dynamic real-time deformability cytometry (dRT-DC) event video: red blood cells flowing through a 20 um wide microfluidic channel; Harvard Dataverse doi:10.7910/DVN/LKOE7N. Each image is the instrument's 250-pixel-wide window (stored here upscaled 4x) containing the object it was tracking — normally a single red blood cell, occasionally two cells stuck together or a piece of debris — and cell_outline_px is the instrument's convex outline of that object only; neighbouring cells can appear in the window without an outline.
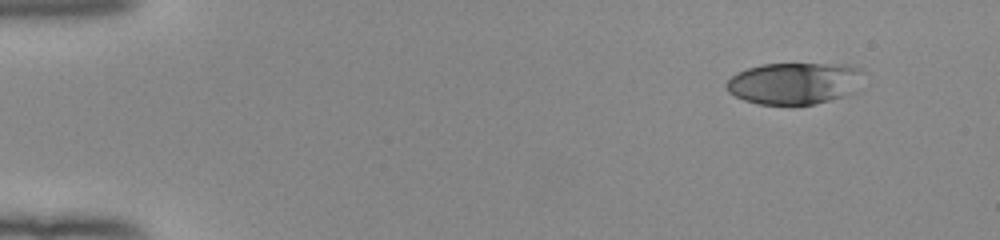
{"species": "human", "species_latin": "Homo sapiens", "temperature_condition": "room temperature", "stored_images_in_passage": 48, "camera_frame_rate_fps": 3000, "um_per_image_px": 0.085, "donor": {"sex": "female"}, "frame": {"image": 1, "passage_image": 1, "time_ms": 0.0, "image_size_px": [1000, 240], "cell_outline_px": [[860, 72], [856, 92], [844, 96], [816, 104], [760, 104], [744, 100], [728, 92], [724, 84], [736, 72], [760, 64], [848, 64], [860, 68]], "centroid_in_image_um": [67.49, 7.07], "position_along_channel_um": 17.5, "area_um2": 33.29}}
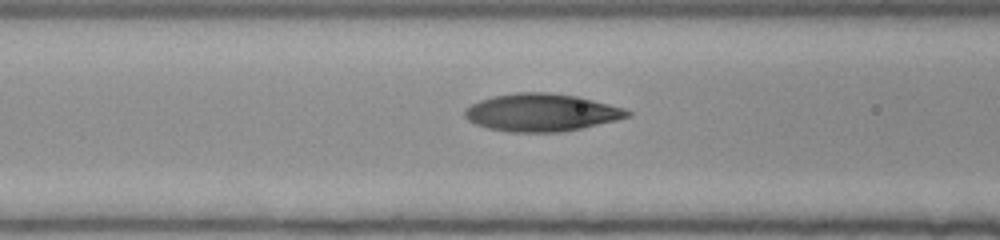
{"frame": {"image": 2, "passage_image": 18, "time_ms": 5.667, "image_size_px": [1000, 240], "cell_outline_px": [[632, 116], [616, 120], [580, 128], [560, 132], [508, 132], [488, 128], [476, 124], [468, 120], [464, 116], [464, 108], [480, 100], [492, 96], [516, 92], [548, 92], [580, 96], [624, 108], [632, 112]], "centroid_in_image_um": [46.02, 9.55], "position_along_channel_um": 120.6, "area_um2": 35.84}}
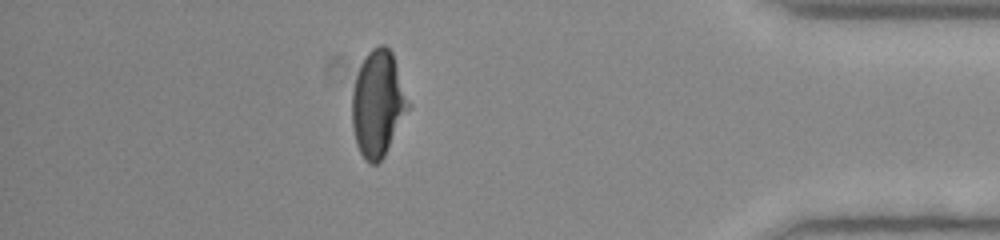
{"frame": {"image": 3, "passage_image": 42, "time_ms": 13.667, "image_size_px": [1000, 240], "cell_outline_px": [[412, 104], [384, 156], [376, 164], [368, 164], [364, 160], [356, 144], [352, 124], [352, 92], [356, 76], [360, 64], [368, 52], [372, 48], [380, 44], [384, 44], [392, 52]], "centroid_in_image_um": [32.14, 8.8], "position_along_channel_um": 403.1, "area_um2": 35.14}, "authors_computed_cell_mechanics": {"area_um2": 34.969, "velocity_mm_per_s": 3.9804, "shape_relaxation_time_tau1_ms": 5.9666, "shape_relaxation_time_tau2_ms": 1.2234, "deformation_change_tau1": 0.2184, "deformation_change_tau2": 0.0742}}